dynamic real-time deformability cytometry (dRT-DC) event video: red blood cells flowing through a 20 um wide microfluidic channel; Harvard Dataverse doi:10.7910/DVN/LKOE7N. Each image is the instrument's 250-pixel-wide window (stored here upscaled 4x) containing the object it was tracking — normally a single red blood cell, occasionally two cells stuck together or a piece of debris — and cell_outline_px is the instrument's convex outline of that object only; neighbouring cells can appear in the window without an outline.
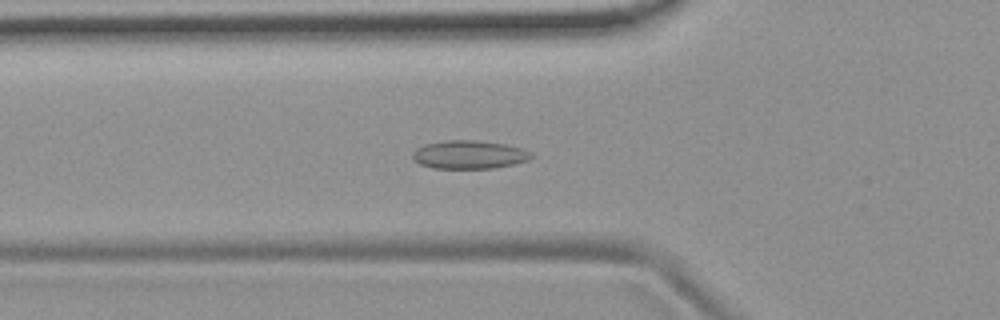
{"species": "common noctule bat (a hibernating species)", "species_latin": "Nyctalus noctula", "temperature_condition": "room temperature", "stored_images_in_passage": 44, "camera_frame_rate_fps": 3000, "um_per_image_px": 0.085, "animal": {"sex": "female", "body_mass_g": 19.9}, "frame": {"image": 1, "passage_image": 9, "time_ms": 2.667, "image_size_px": [1000, 320], "cell_outline_px": [[532, 156], [528, 160], [512, 164], [492, 168], [432, 168], [420, 164], [412, 156], [412, 152], [416, 148], [424, 144], [444, 140], [476, 140], [504, 144], [520, 148], [532, 152]], "centroid_in_image_um": [39.84, 13.13], "position_along_channel_um": 86.0, "area_um2": 19.48}}
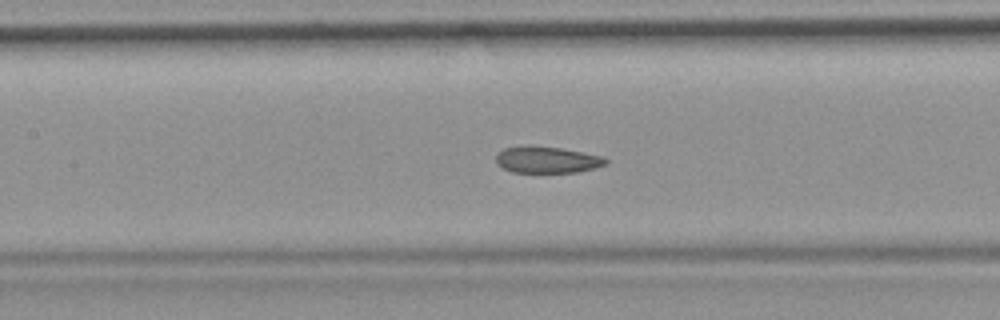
{"frame": {"image": 2, "passage_image": 15, "time_ms": 4.667, "image_size_px": [1000, 320], "cell_outline_px": [[608, 164], [596, 168], [576, 172], [512, 172], [496, 164], [496, 156], [504, 148], [528, 144], [560, 148], [584, 152], [604, 156], [608, 160]], "centroid_in_image_um": [46.53, 13.56], "position_along_channel_um": 160.9, "area_um2": 17.22}}
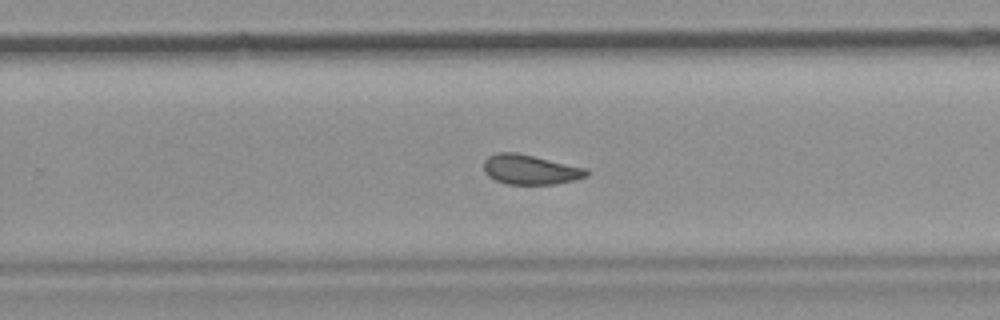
{"frame": {"image": 3, "passage_image": 25, "time_ms": 8.0, "image_size_px": [1000, 320], "cell_outline_px": [[588, 176], [576, 180], [556, 184], [508, 184], [496, 180], [488, 176], [484, 172], [484, 160], [488, 156], [500, 152], [516, 152], [588, 168]], "centroid_in_image_um": [45.1, 14.41], "position_along_channel_um": 284.7, "area_um2": 17.92}, "authors_computed_cell_mechanics": {"area_um2": 18.2359, "velocity_mm_per_s": 3.7361, "shape_relaxation_time_tau1_ms": null, "shape_relaxation_time_tau2_ms": 2.2644, "deformation_change_tau1": null, "deformation_change_tau2": 0.0838}}